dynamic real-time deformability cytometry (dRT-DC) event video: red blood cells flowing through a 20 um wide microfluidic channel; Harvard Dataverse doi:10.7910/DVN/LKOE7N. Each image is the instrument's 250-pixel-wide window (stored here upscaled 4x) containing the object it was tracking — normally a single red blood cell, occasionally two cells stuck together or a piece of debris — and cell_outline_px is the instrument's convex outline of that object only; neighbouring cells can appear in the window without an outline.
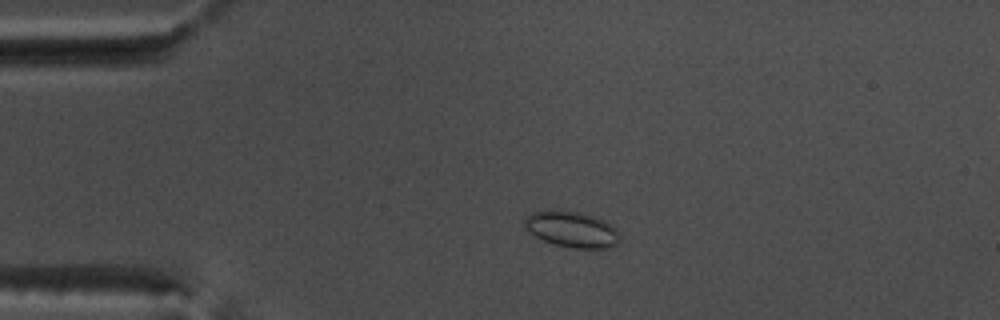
{"species": "common noctule bat (a hibernating species)", "species_latin": "Nyctalus noctula", "temperature_condition": "warm", "stored_images_in_passage": 49, "camera_frame_rate_fps": 3000, "um_per_image_px": 0.085, "animal": {"sex": "male", "body_mass_g": 17.5, "forearm_length_mm": 52.3}, "frame": {"image": 1, "passage_image": 7, "time_ms": 2.0, "image_size_px": [1000, 320], "cell_outline_px": [[620, 236], [616, 244], [612, 248], [572, 248], [556, 244], [544, 240], [528, 232], [524, 228], [524, 220], [532, 212], [580, 212], [604, 220], [616, 228], [620, 232]], "centroid_in_image_um": [48.65, 19.53], "position_along_channel_um": 36.4, "area_um2": 19.54}}
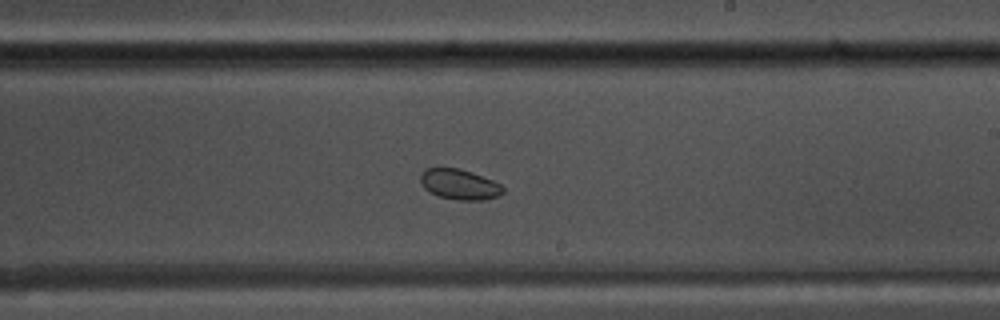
{"frame": {"image": 2, "passage_image": 27, "time_ms": 8.667, "image_size_px": [1000, 320], "cell_outline_px": [[504, 192], [496, 196], [484, 200], [456, 200], [440, 196], [424, 188], [420, 180], [420, 176], [424, 168], [460, 168], [472, 172], [492, 180], [500, 184], [504, 188]], "centroid_in_image_um": [39.05, 15.66], "position_along_channel_um": 249.9, "area_um2": 14.51}}
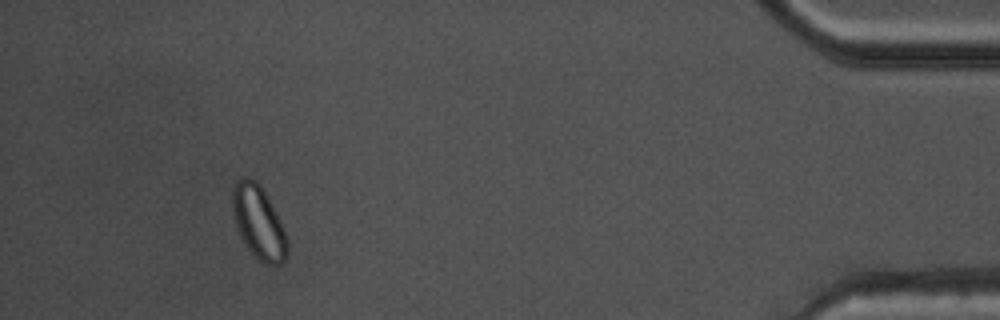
{"frame": {"image": 3, "passage_image": 45, "time_ms": 14.667, "image_size_px": [1000, 320], "cell_outline_px": [[288, 256], [280, 264], [264, 264], [244, 244], [236, 228], [232, 212], [232, 188], [236, 180], [244, 176], [248, 176], [256, 180], [260, 184], [276, 212], [280, 220], [288, 240]], "centroid_in_image_um": [21.96, 18.87], "position_along_channel_um": 413.2, "area_um2": 23.58}}